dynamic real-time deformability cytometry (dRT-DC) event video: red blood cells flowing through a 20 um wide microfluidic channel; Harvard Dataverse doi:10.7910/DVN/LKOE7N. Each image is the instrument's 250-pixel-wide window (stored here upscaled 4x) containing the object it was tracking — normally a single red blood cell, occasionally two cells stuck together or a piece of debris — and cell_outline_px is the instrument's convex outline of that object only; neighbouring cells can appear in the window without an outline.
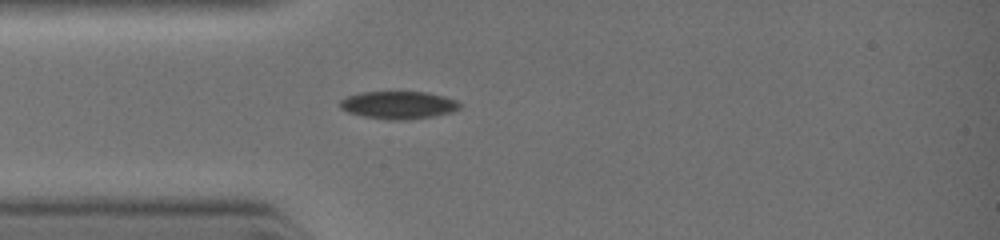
{"species": "common noctule bat (a hibernating species)", "species_latin": "Nyctalus noctula", "temperature_condition": "warm", "stored_images_in_passage": 1, "camera_frame_rate_fps": 3000, "um_per_image_px": 0.085, "animal": {"sex": "female", "body_mass_g": 19.0, "forearm_length_mm": 51.5}, "frame": {"image": 1, "passage_image": 1, "time_ms": 0.0, "image_size_px": [1000, 240], "cell_outline_px": [[460, 108], [452, 112], [432, 116], [396, 120], [364, 116], [348, 112], [340, 108], [340, 100], [348, 96], [360, 92], [428, 92], [444, 96], [456, 100], [460, 104]], "centroid_in_image_um": [33.87, 8.91], "position_along_channel_um": 51.1, "area_um2": 19.02}}